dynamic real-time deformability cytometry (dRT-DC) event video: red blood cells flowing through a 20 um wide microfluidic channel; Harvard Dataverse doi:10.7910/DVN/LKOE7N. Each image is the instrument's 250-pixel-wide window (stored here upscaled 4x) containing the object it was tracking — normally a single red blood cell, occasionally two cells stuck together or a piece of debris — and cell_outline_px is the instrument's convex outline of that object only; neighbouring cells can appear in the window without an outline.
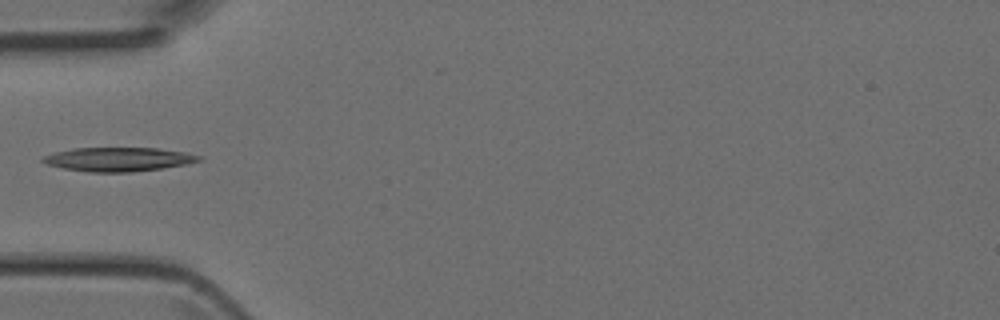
{"species": "Egyptian fruit bat (a non-hibernating species)", "species_latin": "Rousettus aegyptiacus", "temperature_condition": "room temperature", "stored_images_in_passage": 2, "camera_frame_rate_fps": 3000, "um_per_image_px": 0.085, "animal": {"sex": "female"}, "frame": {"image": 1, "passage_image": 2, "time_ms": 0.333, "image_size_px": [1000, 320], "cell_outline_px": [[204, 156], [200, 160], [188, 164], [132, 172], [88, 172], [64, 168], [48, 164], [40, 160], [44, 156], [56, 152], [72, 148], [156, 148], [184, 152]], "centroid_in_image_um": [10.08, 13.54], "position_along_channel_um": 74.9, "area_um2": 21.62}}